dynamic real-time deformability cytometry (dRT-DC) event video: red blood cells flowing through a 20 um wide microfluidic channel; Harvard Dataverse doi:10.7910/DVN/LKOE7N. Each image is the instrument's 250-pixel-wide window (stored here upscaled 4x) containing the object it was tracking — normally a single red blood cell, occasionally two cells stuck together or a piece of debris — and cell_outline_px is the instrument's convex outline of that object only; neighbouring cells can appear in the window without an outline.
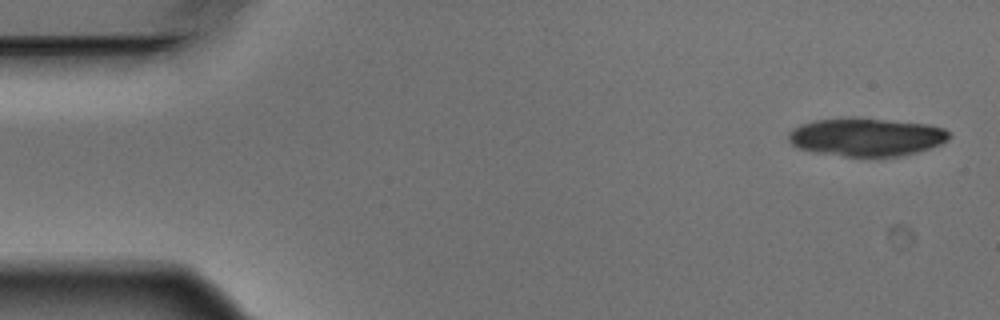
{"species": "Egyptian fruit bat (a non-hibernating species)", "species_latin": "Rousettus aegyptiacus", "temperature_condition": "warm", "stored_images_in_passage": 5, "camera_frame_rate_fps": 3000, "um_per_image_px": 0.085, "animal": {"sex": "male"}, "frame": {"image": 1, "passage_image": 1, "time_ms": 0.0, "image_size_px": [1000, 320], "cell_outline_px": [[952, 136], [948, 140], [940, 144], [916, 152], [900, 156], [844, 156], [812, 152], [796, 148], [788, 140], [788, 132], [800, 124], [812, 120], [840, 116], [856, 116], [928, 124], [944, 128]], "centroid_in_image_um": [73.58, 11.61], "position_along_channel_um": 11.4, "area_um2": 36.47}}